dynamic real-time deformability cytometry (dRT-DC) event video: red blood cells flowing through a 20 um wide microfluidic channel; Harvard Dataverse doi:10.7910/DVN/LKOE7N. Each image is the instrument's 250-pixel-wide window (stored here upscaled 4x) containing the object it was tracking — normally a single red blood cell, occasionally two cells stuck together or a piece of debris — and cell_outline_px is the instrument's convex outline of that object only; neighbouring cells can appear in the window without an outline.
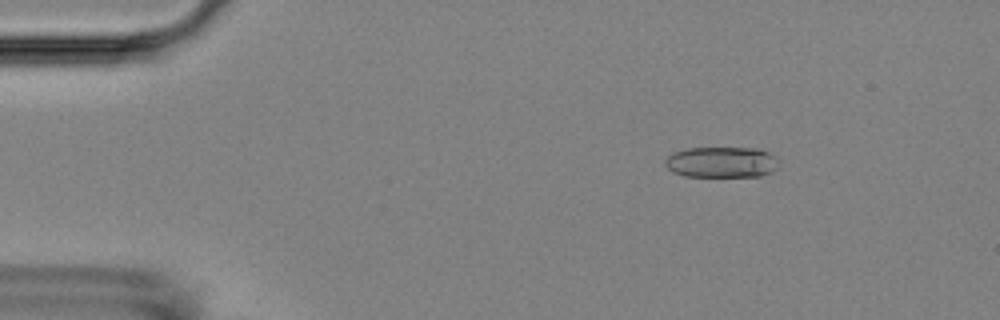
{"species": "Egyptian fruit bat (a non-hibernating species)", "species_latin": "Rousettus aegyptiacus", "temperature_condition": "room temperature", "stored_images_in_passage": 4, "camera_frame_rate_fps": 3000, "um_per_image_px": 0.085, "animal": {"sex": "female"}, "frame": {"image": 1, "passage_image": 1, "time_ms": 0.0, "image_size_px": [1000, 320], "cell_outline_px": [[780, 160], [776, 168], [772, 172], [760, 176], [684, 176], [672, 172], [664, 164], [664, 160], [672, 152], [688, 148], [756, 148], [768, 152], [776, 156]], "centroid_in_image_um": [61.33, 13.78], "position_along_channel_um": 23.7, "area_um2": 20.63}}
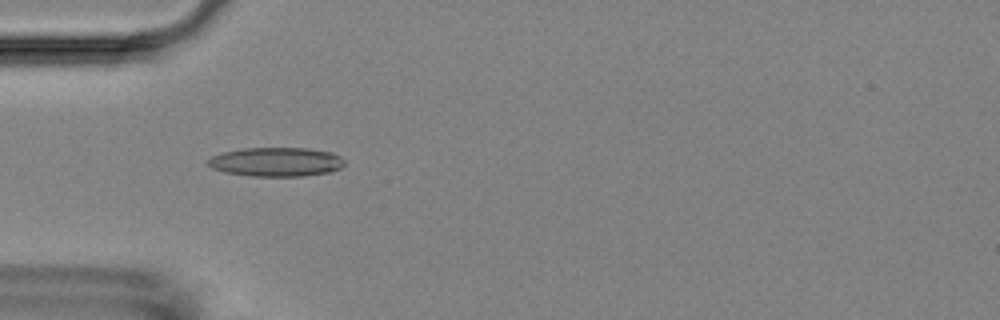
{"frame": {"image": 2, "passage_image": 3, "time_ms": 3.0, "image_size_px": [1000, 320], "cell_outline_px": [[344, 164], [340, 168], [328, 172], [304, 176], [252, 176], [224, 172], [212, 168], [208, 164], [208, 160], [212, 156], [224, 152], [244, 148], [308, 148], [332, 152], [340, 156], [344, 160]], "centroid_in_image_um": [23.49, 13.76], "position_along_channel_um": 61.5, "area_um2": 23.06}}
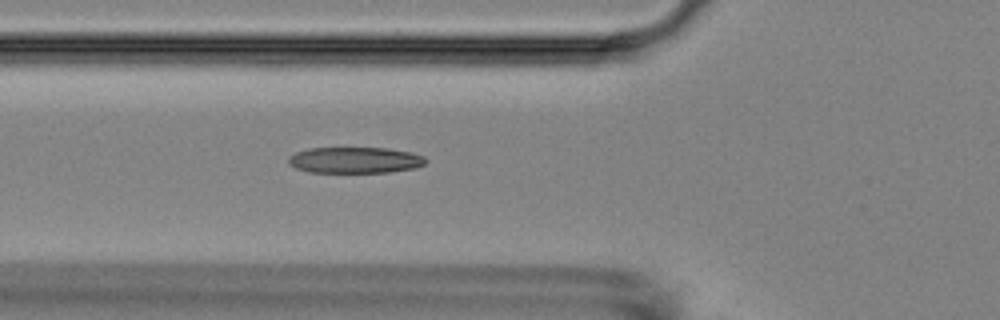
{"frame": {"image": 3, "passage_image": 4, "time_ms": 4.0, "image_size_px": [1000, 320], "cell_outline_px": [[428, 160], [424, 164], [416, 168], [388, 172], [308, 172], [296, 168], [288, 164], [288, 156], [296, 152], [308, 148], [388, 148], [412, 152], [424, 156]], "centroid_in_image_um": [30.18, 13.6], "position_along_channel_um": 95.6, "area_um2": 21.04}}